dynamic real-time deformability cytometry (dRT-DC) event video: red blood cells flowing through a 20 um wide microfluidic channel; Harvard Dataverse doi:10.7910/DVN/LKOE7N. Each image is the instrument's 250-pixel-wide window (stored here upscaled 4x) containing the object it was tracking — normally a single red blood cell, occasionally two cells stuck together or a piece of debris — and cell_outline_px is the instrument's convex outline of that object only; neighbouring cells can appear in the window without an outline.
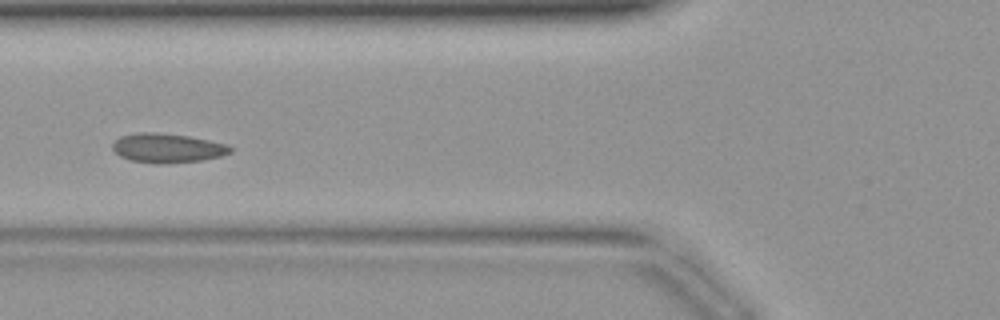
{"species": "common noctule bat (a hibernating species)", "species_latin": "Nyctalus noctula", "temperature_condition": "warm", "stored_images_in_passage": 43, "camera_frame_rate_fps": 3000, "um_per_image_px": 0.085, "animal": {"sex": "female", "body_mass_g": 19.9}, "frame": {"image": 1, "passage_image": 17, "time_ms": 5.333, "image_size_px": [1000, 320], "cell_outline_px": [[232, 152], [220, 156], [200, 160], [160, 164], [156, 164], [128, 160], [120, 156], [112, 148], [112, 144], [120, 136], [136, 132], [156, 132], [188, 136], [228, 144], [232, 148]], "centroid_in_image_um": [14.2, 12.58], "position_along_channel_um": 111.6, "area_um2": 20.11}}
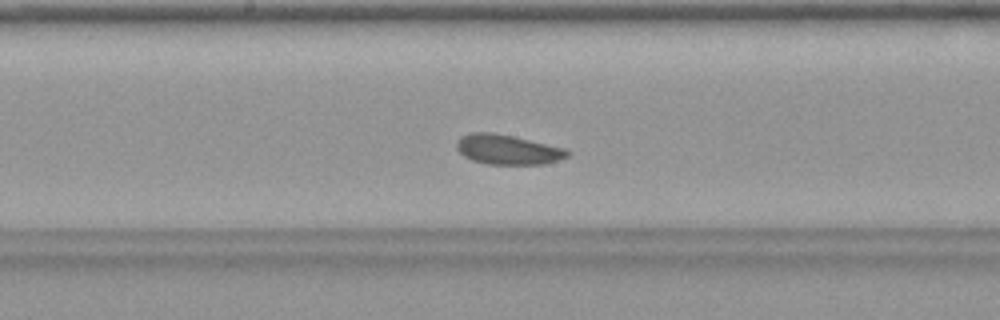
{"frame": {"image": 2, "passage_image": 23, "time_ms": 7.333, "image_size_px": [1000, 320], "cell_outline_px": [[572, 152], [568, 156], [544, 164], [488, 164], [472, 160], [464, 156], [456, 148], [456, 140], [460, 136], [472, 132], [492, 132], [512, 136], [564, 148]], "centroid_in_image_um": [43.11, 12.71], "position_along_channel_um": 205.1, "area_um2": 19.13}}
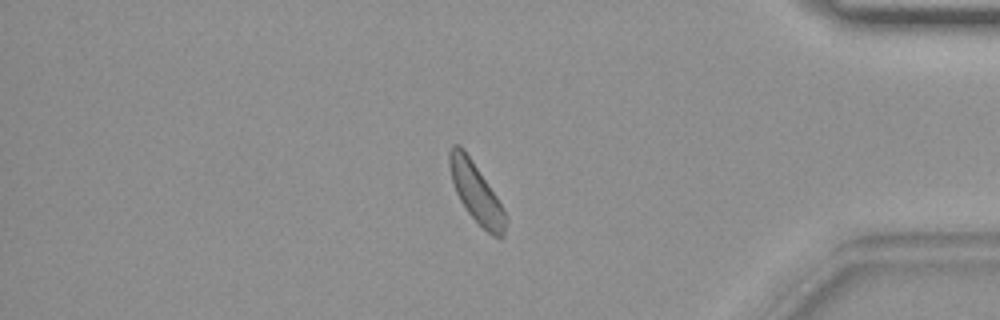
{"frame": {"image": 3, "passage_image": 37, "time_ms": 12.0, "image_size_px": [1000, 320], "cell_outline_px": [[508, 220], [504, 236], [500, 240], [492, 236], [468, 212], [460, 200], [456, 192], [452, 180], [448, 164], [448, 152], [452, 144], [460, 144], [464, 148], [504, 208], [508, 216]], "centroid_in_image_um": [40.49, 16.38], "position_along_channel_um": 394.7, "area_um2": 19.59}}